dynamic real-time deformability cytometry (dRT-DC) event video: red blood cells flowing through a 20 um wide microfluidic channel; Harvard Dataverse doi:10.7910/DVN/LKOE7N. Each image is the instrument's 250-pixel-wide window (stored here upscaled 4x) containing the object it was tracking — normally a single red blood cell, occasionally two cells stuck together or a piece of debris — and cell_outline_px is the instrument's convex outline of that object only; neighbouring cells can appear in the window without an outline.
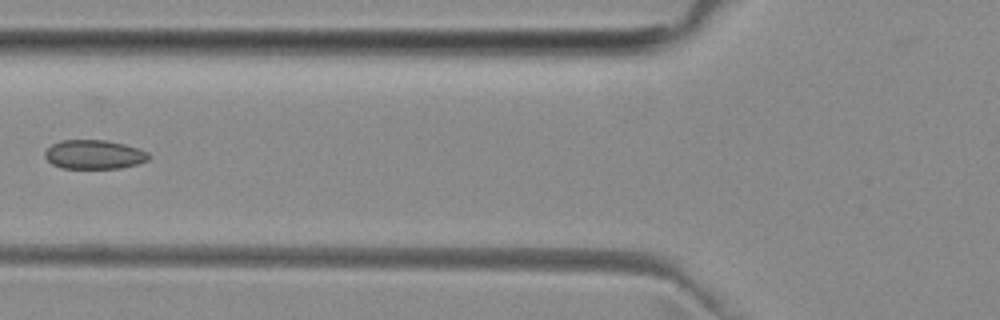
{"species": "common noctule bat (a hibernating species)", "species_latin": "Nyctalus noctula", "temperature_condition": "room temperature", "stored_images_in_passage": 7, "camera_frame_rate_fps": 3000, "um_per_image_px": 0.085, "animal": {"sex": "female", "body_mass_g": 29.2, "forearm_length_mm": 56.3}, "frame": {"image": 1, "passage_image": 6, "time_ms": 6.0, "image_size_px": [1000, 320], "cell_outline_px": [[152, 156], [148, 160], [136, 164], [120, 168], [64, 168], [52, 164], [44, 156], [44, 152], [52, 144], [60, 140], [104, 140], [124, 144], [148, 152]], "centroid_in_image_um": [8.0, 13.13], "position_along_channel_um": 117.8, "area_um2": 17.51}}
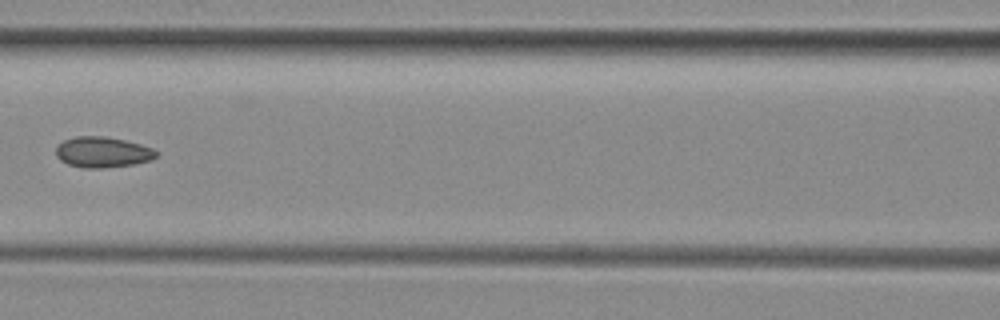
{"frame": {"image": 2, "passage_image": 7, "time_ms": 7.0, "image_size_px": [1000, 320], "cell_outline_px": [[160, 152], [152, 160], [132, 164], [104, 168], [84, 168], [68, 164], [60, 160], [56, 156], [56, 148], [64, 140], [76, 136], [104, 136], [124, 140], [140, 144], [152, 148]], "centroid_in_image_um": [8.73, 12.93], "position_along_channel_um": 157.9, "area_um2": 17.92}}